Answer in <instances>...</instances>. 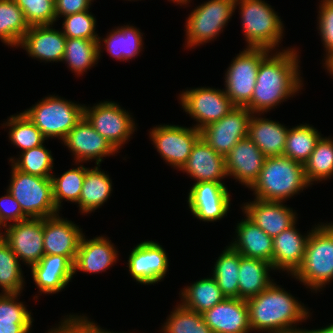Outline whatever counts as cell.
Returning a JSON list of instances; mask_svg holds the SVG:
<instances>
[{
	"instance_id": "c3c4849f",
	"label": "cell",
	"mask_w": 333,
	"mask_h": 333,
	"mask_svg": "<svg viewBox=\"0 0 333 333\" xmlns=\"http://www.w3.org/2000/svg\"><path fill=\"white\" fill-rule=\"evenodd\" d=\"M27 219L29 218L22 212L20 204L9 191L0 197V231L11 222L16 223Z\"/></svg>"
},
{
	"instance_id": "cb8c5ba5",
	"label": "cell",
	"mask_w": 333,
	"mask_h": 333,
	"mask_svg": "<svg viewBox=\"0 0 333 333\" xmlns=\"http://www.w3.org/2000/svg\"><path fill=\"white\" fill-rule=\"evenodd\" d=\"M202 315L213 333L251 332L249 311L245 299L225 298Z\"/></svg>"
},
{
	"instance_id": "4fadbf2b",
	"label": "cell",
	"mask_w": 333,
	"mask_h": 333,
	"mask_svg": "<svg viewBox=\"0 0 333 333\" xmlns=\"http://www.w3.org/2000/svg\"><path fill=\"white\" fill-rule=\"evenodd\" d=\"M126 264L131 278L141 285L157 284L169 271L168 253L160 243L152 240L134 246Z\"/></svg>"
},
{
	"instance_id": "ac0fdd59",
	"label": "cell",
	"mask_w": 333,
	"mask_h": 333,
	"mask_svg": "<svg viewBox=\"0 0 333 333\" xmlns=\"http://www.w3.org/2000/svg\"><path fill=\"white\" fill-rule=\"evenodd\" d=\"M286 202L263 201L255 198L242 203L243 214L261 228L268 236L274 238L298 221L296 210L284 204Z\"/></svg>"
},
{
	"instance_id": "f5cc1de1",
	"label": "cell",
	"mask_w": 333,
	"mask_h": 333,
	"mask_svg": "<svg viewBox=\"0 0 333 333\" xmlns=\"http://www.w3.org/2000/svg\"><path fill=\"white\" fill-rule=\"evenodd\" d=\"M323 68L333 77V54L323 62Z\"/></svg>"
},
{
	"instance_id": "d4e9b609",
	"label": "cell",
	"mask_w": 333,
	"mask_h": 333,
	"mask_svg": "<svg viewBox=\"0 0 333 333\" xmlns=\"http://www.w3.org/2000/svg\"><path fill=\"white\" fill-rule=\"evenodd\" d=\"M30 269L39 295L63 291L74 276L73 263L66 256L60 255H44Z\"/></svg>"
},
{
	"instance_id": "60d3db41",
	"label": "cell",
	"mask_w": 333,
	"mask_h": 333,
	"mask_svg": "<svg viewBox=\"0 0 333 333\" xmlns=\"http://www.w3.org/2000/svg\"><path fill=\"white\" fill-rule=\"evenodd\" d=\"M34 147L21 152L19 157H10L11 164L21 172L39 176L42 178H51L54 174V159L51 150L46 149V145Z\"/></svg>"
},
{
	"instance_id": "e575fe53",
	"label": "cell",
	"mask_w": 333,
	"mask_h": 333,
	"mask_svg": "<svg viewBox=\"0 0 333 333\" xmlns=\"http://www.w3.org/2000/svg\"><path fill=\"white\" fill-rule=\"evenodd\" d=\"M30 26L22 9L14 0H0V40L12 48H18Z\"/></svg>"
},
{
	"instance_id": "4dcf8cb0",
	"label": "cell",
	"mask_w": 333,
	"mask_h": 333,
	"mask_svg": "<svg viewBox=\"0 0 333 333\" xmlns=\"http://www.w3.org/2000/svg\"><path fill=\"white\" fill-rule=\"evenodd\" d=\"M273 270L272 264L265 260L240 254L238 298L247 300L264 291L275 280L270 276Z\"/></svg>"
},
{
	"instance_id": "f35d334b",
	"label": "cell",
	"mask_w": 333,
	"mask_h": 333,
	"mask_svg": "<svg viewBox=\"0 0 333 333\" xmlns=\"http://www.w3.org/2000/svg\"><path fill=\"white\" fill-rule=\"evenodd\" d=\"M6 122V123H5ZM1 127L9 128L8 137L13 146L26 151L45 143L42 132L25 116L23 112L10 115Z\"/></svg>"
},
{
	"instance_id": "5bb4252c",
	"label": "cell",
	"mask_w": 333,
	"mask_h": 333,
	"mask_svg": "<svg viewBox=\"0 0 333 333\" xmlns=\"http://www.w3.org/2000/svg\"><path fill=\"white\" fill-rule=\"evenodd\" d=\"M225 183H193L188 191L189 211L197 220L216 222L223 219L231 209V195Z\"/></svg>"
},
{
	"instance_id": "74e56055",
	"label": "cell",
	"mask_w": 333,
	"mask_h": 333,
	"mask_svg": "<svg viewBox=\"0 0 333 333\" xmlns=\"http://www.w3.org/2000/svg\"><path fill=\"white\" fill-rule=\"evenodd\" d=\"M305 176L312 186L314 182L333 177V138L321 136L308 161L304 164Z\"/></svg>"
},
{
	"instance_id": "ffe728a7",
	"label": "cell",
	"mask_w": 333,
	"mask_h": 333,
	"mask_svg": "<svg viewBox=\"0 0 333 333\" xmlns=\"http://www.w3.org/2000/svg\"><path fill=\"white\" fill-rule=\"evenodd\" d=\"M52 25L30 26L18 48L40 62H62L67 37Z\"/></svg>"
},
{
	"instance_id": "7402d4cb",
	"label": "cell",
	"mask_w": 333,
	"mask_h": 333,
	"mask_svg": "<svg viewBox=\"0 0 333 333\" xmlns=\"http://www.w3.org/2000/svg\"><path fill=\"white\" fill-rule=\"evenodd\" d=\"M265 158L248 137L241 139L225 157L228 177L250 188L258 179Z\"/></svg>"
},
{
	"instance_id": "ab89813d",
	"label": "cell",
	"mask_w": 333,
	"mask_h": 333,
	"mask_svg": "<svg viewBox=\"0 0 333 333\" xmlns=\"http://www.w3.org/2000/svg\"><path fill=\"white\" fill-rule=\"evenodd\" d=\"M22 263L0 235V289L1 293H22L25 279Z\"/></svg>"
},
{
	"instance_id": "f546056e",
	"label": "cell",
	"mask_w": 333,
	"mask_h": 333,
	"mask_svg": "<svg viewBox=\"0 0 333 333\" xmlns=\"http://www.w3.org/2000/svg\"><path fill=\"white\" fill-rule=\"evenodd\" d=\"M95 165L86 167L81 195L77 207L82 215H87L103 206L113 192L112 180L109 174Z\"/></svg>"
},
{
	"instance_id": "4316f807",
	"label": "cell",
	"mask_w": 333,
	"mask_h": 333,
	"mask_svg": "<svg viewBox=\"0 0 333 333\" xmlns=\"http://www.w3.org/2000/svg\"><path fill=\"white\" fill-rule=\"evenodd\" d=\"M264 113L252 114L248 125V138L261 150L265 157L283 156L288 126L271 118L262 117Z\"/></svg>"
},
{
	"instance_id": "e0dca14e",
	"label": "cell",
	"mask_w": 333,
	"mask_h": 333,
	"mask_svg": "<svg viewBox=\"0 0 333 333\" xmlns=\"http://www.w3.org/2000/svg\"><path fill=\"white\" fill-rule=\"evenodd\" d=\"M61 143L72 153L75 163L95 161V165H101L104 157L120 153L98 134L84 116Z\"/></svg>"
},
{
	"instance_id": "5b68a950",
	"label": "cell",
	"mask_w": 333,
	"mask_h": 333,
	"mask_svg": "<svg viewBox=\"0 0 333 333\" xmlns=\"http://www.w3.org/2000/svg\"><path fill=\"white\" fill-rule=\"evenodd\" d=\"M237 6L246 47L277 51L285 32L279 13L265 0H236Z\"/></svg>"
},
{
	"instance_id": "836d02e7",
	"label": "cell",
	"mask_w": 333,
	"mask_h": 333,
	"mask_svg": "<svg viewBox=\"0 0 333 333\" xmlns=\"http://www.w3.org/2000/svg\"><path fill=\"white\" fill-rule=\"evenodd\" d=\"M240 253L235 251L229 244L214 262L213 271L210 275L214 277L222 294L226 298H238Z\"/></svg>"
},
{
	"instance_id": "6da1fadb",
	"label": "cell",
	"mask_w": 333,
	"mask_h": 333,
	"mask_svg": "<svg viewBox=\"0 0 333 333\" xmlns=\"http://www.w3.org/2000/svg\"><path fill=\"white\" fill-rule=\"evenodd\" d=\"M298 50L290 46L271 51L260 62L253 95L246 106L253 114L270 112L301 92L304 82Z\"/></svg>"
},
{
	"instance_id": "8fae6325",
	"label": "cell",
	"mask_w": 333,
	"mask_h": 333,
	"mask_svg": "<svg viewBox=\"0 0 333 333\" xmlns=\"http://www.w3.org/2000/svg\"><path fill=\"white\" fill-rule=\"evenodd\" d=\"M178 100L183 112L196 121L193 127L198 130L222 119L235 108L224 88H187L180 91Z\"/></svg>"
},
{
	"instance_id": "3957f363",
	"label": "cell",
	"mask_w": 333,
	"mask_h": 333,
	"mask_svg": "<svg viewBox=\"0 0 333 333\" xmlns=\"http://www.w3.org/2000/svg\"><path fill=\"white\" fill-rule=\"evenodd\" d=\"M308 187L311 185L306 179L304 165L286 156H274L265 158L258 179L249 189L254 191V198L286 202Z\"/></svg>"
},
{
	"instance_id": "f1b7e54d",
	"label": "cell",
	"mask_w": 333,
	"mask_h": 333,
	"mask_svg": "<svg viewBox=\"0 0 333 333\" xmlns=\"http://www.w3.org/2000/svg\"><path fill=\"white\" fill-rule=\"evenodd\" d=\"M143 34L139 28L130 25V23L124 26H115L106 34L105 38L98 37L99 59L102 56L103 48L110 57L120 62H128L136 58L144 49Z\"/></svg>"
},
{
	"instance_id": "681fc988",
	"label": "cell",
	"mask_w": 333,
	"mask_h": 333,
	"mask_svg": "<svg viewBox=\"0 0 333 333\" xmlns=\"http://www.w3.org/2000/svg\"><path fill=\"white\" fill-rule=\"evenodd\" d=\"M94 0H54L56 21L60 17L87 11Z\"/></svg>"
},
{
	"instance_id": "7a4b0ae2",
	"label": "cell",
	"mask_w": 333,
	"mask_h": 333,
	"mask_svg": "<svg viewBox=\"0 0 333 333\" xmlns=\"http://www.w3.org/2000/svg\"><path fill=\"white\" fill-rule=\"evenodd\" d=\"M276 283L246 300L251 331L301 333L302 328L297 325L310 319L312 314L304 303Z\"/></svg>"
},
{
	"instance_id": "30bf717a",
	"label": "cell",
	"mask_w": 333,
	"mask_h": 333,
	"mask_svg": "<svg viewBox=\"0 0 333 333\" xmlns=\"http://www.w3.org/2000/svg\"><path fill=\"white\" fill-rule=\"evenodd\" d=\"M131 114L115 101H101L88 107L84 105V117L118 152L137 130V123Z\"/></svg>"
},
{
	"instance_id": "db71d44e",
	"label": "cell",
	"mask_w": 333,
	"mask_h": 333,
	"mask_svg": "<svg viewBox=\"0 0 333 333\" xmlns=\"http://www.w3.org/2000/svg\"><path fill=\"white\" fill-rule=\"evenodd\" d=\"M169 2L171 1V3H176L177 5L182 6H189V4L192 2V0H168ZM187 5V6H186Z\"/></svg>"
},
{
	"instance_id": "8992f818",
	"label": "cell",
	"mask_w": 333,
	"mask_h": 333,
	"mask_svg": "<svg viewBox=\"0 0 333 333\" xmlns=\"http://www.w3.org/2000/svg\"><path fill=\"white\" fill-rule=\"evenodd\" d=\"M84 105L52 94L22 112L47 140L57 138L63 141L83 118Z\"/></svg>"
},
{
	"instance_id": "603a6c76",
	"label": "cell",
	"mask_w": 333,
	"mask_h": 333,
	"mask_svg": "<svg viewBox=\"0 0 333 333\" xmlns=\"http://www.w3.org/2000/svg\"><path fill=\"white\" fill-rule=\"evenodd\" d=\"M200 182L224 183L228 177L225 157L215 152L201 137L194 144L186 163L179 170Z\"/></svg>"
},
{
	"instance_id": "7dc6e473",
	"label": "cell",
	"mask_w": 333,
	"mask_h": 333,
	"mask_svg": "<svg viewBox=\"0 0 333 333\" xmlns=\"http://www.w3.org/2000/svg\"><path fill=\"white\" fill-rule=\"evenodd\" d=\"M318 8L316 29L326 52L324 62L333 54V0H321Z\"/></svg>"
},
{
	"instance_id": "9a60e30c",
	"label": "cell",
	"mask_w": 333,
	"mask_h": 333,
	"mask_svg": "<svg viewBox=\"0 0 333 333\" xmlns=\"http://www.w3.org/2000/svg\"><path fill=\"white\" fill-rule=\"evenodd\" d=\"M4 230V231H3ZM20 262L27 267L39 262L45 255L43 247V218H29L11 223L0 231Z\"/></svg>"
},
{
	"instance_id": "2e32d148",
	"label": "cell",
	"mask_w": 333,
	"mask_h": 333,
	"mask_svg": "<svg viewBox=\"0 0 333 333\" xmlns=\"http://www.w3.org/2000/svg\"><path fill=\"white\" fill-rule=\"evenodd\" d=\"M252 114L246 107H235L222 119L201 129V138L215 152L226 157L241 139L248 136Z\"/></svg>"
},
{
	"instance_id": "b9f144b4",
	"label": "cell",
	"mask_w": 333,
	"mask_h": 333,
	"mask_svg": "<svg viewBox=\"0 0 333 333\" xmlns=\"http://www.w3.org/2000/svg\"><path fill=\"white\" fill-rule=\"evenodd\" d=\"M162 324V333H213L203 315L183 307L179 302Z\"/></svg>"
},
{
	"instance_id": "83f0119b",
	"label": "cell",
	"mask_w": 333,
	"mask_h": 333,
	"mask_svg": "<svg viewBox=\"0 0 333 333\" xmlns=\"http://www.w3.org/2000/svg\"><path fill=\"white\" fill-rule=\"evenodd\" d=\"M230 246L242 256L265 260L272 264L273 238L246 216L236 223Z\"/></svg>"
},
{
	"instance_id": "d6a6232c",
	"label": "cell",
	"mask_w": 333,
	"mask_h": 333,
	"mask_svg": "<svg viewBox=\"0 0 333 333\" xmlns=\"http://www.w3.org/2000/svg\"><path fill=\"white\" fill-rule=\"evenodd\" d=\"M62 62L77 77L83 76L99 62L98 40L67 38Z\"/></svg>"
},
{
	"instance_id": "1f68e13d",
	"label": "cell",
	"mask_w": 333,
	"mask_h": 333,
	"mask_svg": "<svg viewBox=\"0 0 333 333\" xmlns=\"http://www.w3.org/2000/svg\"><path fill=\"white\" fill-rule=\"evenodd\" d=\"M180 304L200 314L221 303L226 297L222 294L213 276L200 278L185 286L179 292Z\"/></svg>"
},
{
	"instance_id": "ba28073f",
	"label": "cell",
	"mask_w": 333,
	"mask_h": 333,
	"mask_svg": "<svg viewBox=\"0 0 333 333\" xmlns=\"http://www.w3.org/2000/svg\"><path fill=\"white\" fill-rule=\"evenodd\" d=\"M10 173L6 191L17 200L28 218H47L60 213L54 203L51 178L21 172L12 164Z\"/></svg>"
},
{
	"instance_id": "816d5d0a",
	"label": "cell",
	"mask_w": 333,
	"mask_h": 333,
	"mask_svg": "<svg viewBox=\"0 0 333 333\" xmlns=\"http://www.w3.org/2000/svg\"><path fill=\"white\" fill-rule=\"evenodd\" d=\"M301 333H333V323H331L330 325H326L325 327H321L318 329H302Z\"/></svg>"
},
{
	"instance_id": "9c48e42d",
	"label": "cell",
	"mask_w": 333,
	"mask_h": 333,
	"mask_svg": "<svg viewBox=\"0 0 333 333\" xmlns=\"http://www.w3.org/2000/svg\"><path fill=\"white\" fill-rule=\"evenodd\" d=\"M271 51L244 48L235 54L225 71L224 91L235 107H246L252 98L260 62Z\"/></svg>"
},
{
	"instance_id": "11a10c76",
	"label": "cell",
	"mask_w": 333,
	"mask_h": 333,
	"mask_svg": "<svg viewBox=\"0 0 333 333\" xmlns=\"http://www.w3.org/2000/svg\"><path fill=\"white\" fill-rule=\"evenodd\" d=\"M326 224H327L331 229H333V222H329V223H328V221H327Z\"/></svg>"
},
{
	"instance_id": "d590c367",
	"label": "cell",
	"mask_w": 333,
	"mask_h": 333,
	"mask_svg": "<svg viewBox=\"0 0 333 333\" xmlns=\"http://www.w3.org/2000/svg\"><path fill=\"white\" fill-rule=\"evenodd\" d=\"M321 136L315 127L307 123L289 128L283 156L304 165Z\"/></svg>"
},
{
	"instance_id": "484cf974",
	"label": "cell",
	"mask_w": 333,
	"mask_h": 333,
	"mask_svg": "<svg viewBox=\"0 0 333 333\" xmlns=\"http://www.w3.org/2000/svg\"><path fill=\"white\" fill-rule=\"evenodd\" d=\"M296 224L273 238L272 266L275 272L282 270L292 276L302 265L311 230L302 235Z\"/></svg>"
},
{
	"instance_id": "d6986e66",
	"label": "cell",
	"mask_w": 333,
	"mask_h": 333,
	"mask_svg": "<svg viewBox=\"0 0 333 333\" xmlns=\"http://www.w3.org/2000/svg\"><path fill=\"white\" fill-rule=\"evenodd\" d=\"M59 214L43 218V247L45 255L66 256L73 264L83 236L79 225Z\"/></svg>"
},
{
	"instance_id": "bcb514c9",
	"label": "cell",
	"mask_w": 333,
	"mask_h": 333,
	"mask_svg": "<svg viewBox=\"0 0 333 333\" xmlns=\"http://www.w3.org/2000/svg\"><path fill=\"white\" fill-rule=\"evenodd\" d=\"M58 323L45 333H118V331H108L101 328L100 325H97L98 323L83 314H67Z\"/></svg>"
},
{
	"instance_id": "277c9868",
	"label": "cell",
	"mask_w": 333,
	"mask_h": 333,
	"mask_svg": "<svg viewBox=\"0 0 333 333\" xmlns=\"http://www.w3.org/2000/svg\"><path fill=\"white\" fill-rule=\"evenodd\" d=\"M291 278L313 293L333 281V229L326 223L319 222L311 228L302 265Z\"/></svg>"
},
{
	"instance_id": "f907efd6",
	"label": "cell",
	"mask_w": 333,
	"mask_h": 333,
	"mask_svg": "<svg viewBox=\"0 0 333 333\" xmlns=\"http://www.w3.org/2000/svg\"><path fill=\"white\" fill-rule=\"evenodd\" d=\"M33 323H0V333H31Z\"/></svg>"
},
{
	"instance_id": "f6af8a7d",
	"label": "cell",
	"mask_w": 333,
	"mask_h": 333,
	"mask_svg": "<svg viewBox=\"0 0 333 333\" xmlns=\"http://www.w3.org/2000/svg\"><path fill=\"white\" fill-rule=\"evenodd\" d=\"M20 296L21 293H0V323H33L32 312L19 301Z\"/></svg>"
},
{
	"instance_id": "44dd1931",
	"label": "cell",
	"mask_w": 333,
	"mask_h": 333,
	"mask_svg": "<svg viewBox=\"0 0 333 333\" xmlns=\"http://www.w3.org/2000/svg\"><path fill=\"white\" fill-rule=\"evenodd\" d=\"M101 235L88 239L83 234L73 264L74 275L77 272L97 274L110 269L119 260L117 247Z\"/></svg>"
},
{
	"instance_id": "ee69618b",
	"label": "cell",
	"mask_w": 333,
	"mask_h": 333,
	"mask_svg": "<svg viewBox=\"0 0 333 333\" xmlns=\"http://www.w3.org/2000/svg\"><path fill=\"white\" fill-rule=\"evenodd\" d=\"M22 9L29 26L55 25L54 0H14Z\"/></svg>"
},
{
	"instance_id": "8d00e7d4",
	"label": "cell",
	"mask_w": 333,
	"mask_h": 333,
	"mask_svg": "<svg viewBox=\"0 0 333 333\" xmlns=\"http://www.w3.org/2000/svg\"><path fill=\"white\" fill-rule=\"evenodd\" d=\"M73 167L60 175H51L53 199L56 208L61 211L63 201L77 204L81 195L86 167L78 162Z\"/></svg>"
},
{
	"instance_id": "7bdbcfd3",
	"label": "cell",
	"mask_w": 333,
	"mask_h": 333,
	"mask_svg": "<svg viewBox=\"0 0 333 333\" xmlns=\"http://www.w3.org/2000/svg\"><path fill=\"white\" fill-rule=\"evenodd\" d=\"M62 22V32L67 38L98 40L96 18L90 10L67 15Z\"/></svg>"
},
{
	"instance_id": "7c38bea8",
	"label": "cell",
	"mask_w": 333,
	"mask_h": 333,
	"mask_svg": "<svg viewBox=\"0 0 333 333\" xmlns=\"http://www.w3.org/2000/svg\"><path fill=\"white\" fill-rule=\"evenodd\" d=\"M200 137V130L193 126L160 124L149 131V138L158 154L167 165L178 171L186 163Z\"/></svg>"
},
{
	"instance_id": "52a82bcc",
	"label": "cell",
	"mask_w": 333,
	"mask_h": 333,
	"mask_svg": "<svg viewBox=\"0 0 333 333\" xmlns=\"http://www.w3.org/2000/svg\"><path fill=\"white\" fill-rule=\"evenodd\" d=\"M236 0H207L186 18L185 46L195 49L217 39L235 13Z\"/></svg>"
}]
</instances>
